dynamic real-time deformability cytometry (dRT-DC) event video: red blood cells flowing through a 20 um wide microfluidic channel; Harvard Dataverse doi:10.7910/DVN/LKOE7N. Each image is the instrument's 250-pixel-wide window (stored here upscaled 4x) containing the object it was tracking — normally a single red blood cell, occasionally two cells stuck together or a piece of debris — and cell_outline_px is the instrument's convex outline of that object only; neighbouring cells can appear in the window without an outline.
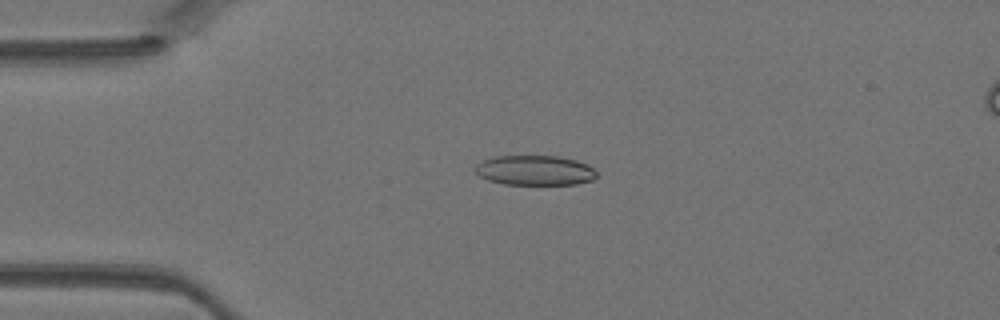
{"species": "Egyptian fruit bat (a non-hibernating species)", "species_latin": "Rousettus aegyptiacus", "temperature_condition": "warm", "stored_images_in_passage": 45, "camera_frame_rate_fps": 3000, "um_per_image_px": 0.085, "animal": {"sex": "female"}, "frame": {"image": 1, "passage_image": 11, "time_ms": 3.333, "image_size_px": [1000, 320], "cell_outline_px": [[596, 176], [592, 180], [576, 184], [504, 184], [488, 180], [480, 176], [472, 168], [476, 164], [484, 160], [496, 156], [556, 156], [576, 160], [588, 164], [596, 172]], "centroid_in_image_um": [45.44, 14.48], "position_along_channel_um": 39.6, "area_um2": 21.1}}
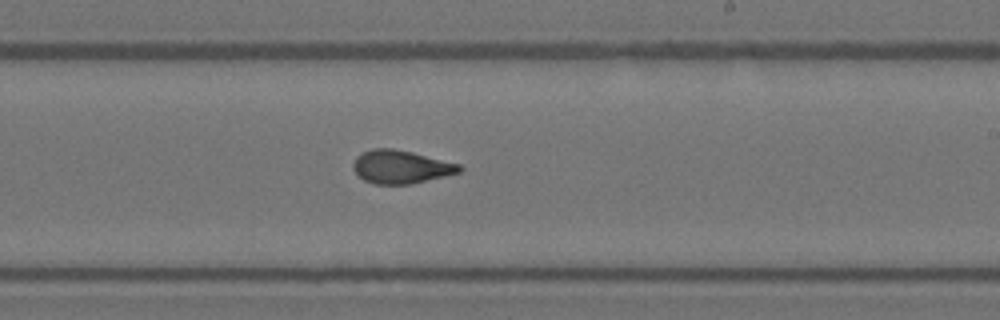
{"frame": {"image": 2, "passage_image": 27, "time_ms": 8.667, "image_size_px": [1000, 320], "cell_outline_px": [[464, 168], [460, 172], [412, 184], [376, 184], [364, 180], [352, 168], [352, 164], [356, 156], [360, 152], [372, 148], [392, 148], [412, 152], [460, 164]], "centroid_in_image_um": [34.06, 14.17], "position_along_channel_um": 254.9, "area_um2": 20.63}}
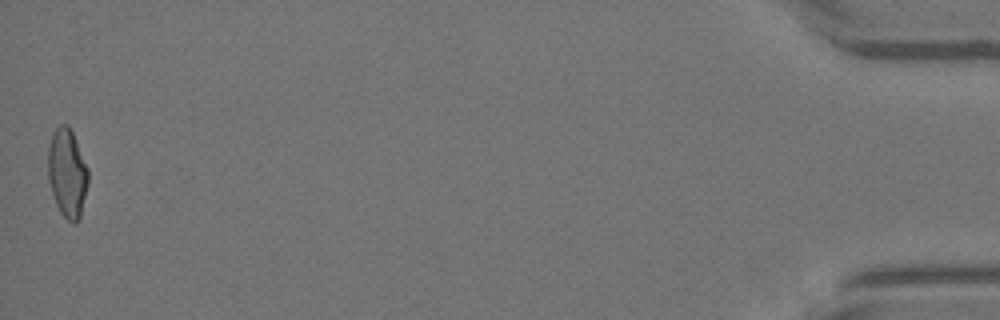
{"frame": {"image": 3, "passage_image": 45, "time_ms": 14.667, "image_size_px": [1000, 320], "cell_outline_px": [[88, 184], [80, 216], [76, 224], [72, 224], [60, 212], [56, 204], [48, 180], [48, 148], [52, 132], [60, 124], [68, 124], [72, 132], [88, 168]], "centroid_in_image_um": [5.71, 14.71], "position_along_channel_um": 429.5, "area_um2": 20.75}}